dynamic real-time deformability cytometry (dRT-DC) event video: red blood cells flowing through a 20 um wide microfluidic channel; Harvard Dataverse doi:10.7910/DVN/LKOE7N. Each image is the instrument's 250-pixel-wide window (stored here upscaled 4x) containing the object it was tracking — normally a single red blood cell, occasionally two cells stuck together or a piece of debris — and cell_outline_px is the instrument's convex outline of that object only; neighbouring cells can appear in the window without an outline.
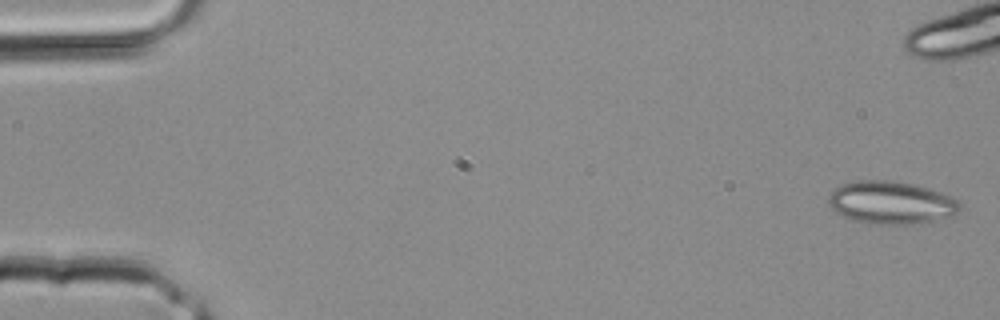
{"species": "common noctule bat (a hibernating species)", "species_latin": "Nyctalus noctula", "temperature_condition": "room temperature", "stored_images_in_passage": 6, "camera_frame_rate_fps": 3000, "um_per_image_px": 0.085, "animal": {"sex": "male", "body_mass_g": 20.4}, "frame": {"image": 1, "passage_image": 1, "time_ms": 0.0, "image_size_px": [1000, 320], "cell_outline_px": [[960, 208], [952, 216], [936, 220], [912, 224], [872, 224], [856, 220], [844, 216], [836, 212], [828, 204], [828, 196], [840, 184], [860, 180], [888, 180], [912, 184], [940, 192], [952, 196], [960, 204]], "centroid_in_image_um": [75.73, 17.22], "position_along_channel_um": 9.3, "area_um2": 32.48}}